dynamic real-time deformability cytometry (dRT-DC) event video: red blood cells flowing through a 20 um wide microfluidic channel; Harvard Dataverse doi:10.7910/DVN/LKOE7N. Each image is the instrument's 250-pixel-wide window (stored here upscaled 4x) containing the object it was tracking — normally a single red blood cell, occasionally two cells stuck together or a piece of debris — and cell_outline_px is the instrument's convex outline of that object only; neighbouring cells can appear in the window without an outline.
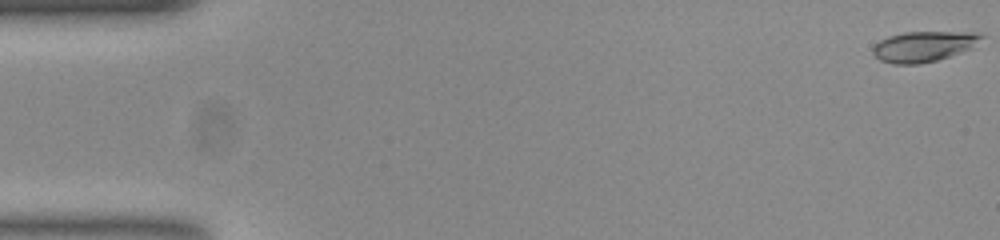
{"species": "common noctule bat (a hibernating species)", "species_latin": "Nyctalus noctula", "temperature_condition": "room temperature", "stored_images_in_passage": 7, "camera_frame_rate_fps": 3000, "um_per_image_px": 0.085, "animal": {"sex": "female", "body_mass_g": 23.0, "forearm_length_mm": 53.4}, "frame": {"image": 1, "passage_image": 1, "time_ms": 0.0, "image_size_px": [1000, 240], "cell_outline_px": [[984, 36], [968, 48], [960, 52], [936, 60], [920, 64], [892, 64], [880, 60], [872, 52], [872, 48], [880, 40], [888, 36], [904, 32], [980, 32]], "centroid_in_image_um": [78.45, 3.94], "position_along_channel_um": 6.5, "area_um2": 18.96}}